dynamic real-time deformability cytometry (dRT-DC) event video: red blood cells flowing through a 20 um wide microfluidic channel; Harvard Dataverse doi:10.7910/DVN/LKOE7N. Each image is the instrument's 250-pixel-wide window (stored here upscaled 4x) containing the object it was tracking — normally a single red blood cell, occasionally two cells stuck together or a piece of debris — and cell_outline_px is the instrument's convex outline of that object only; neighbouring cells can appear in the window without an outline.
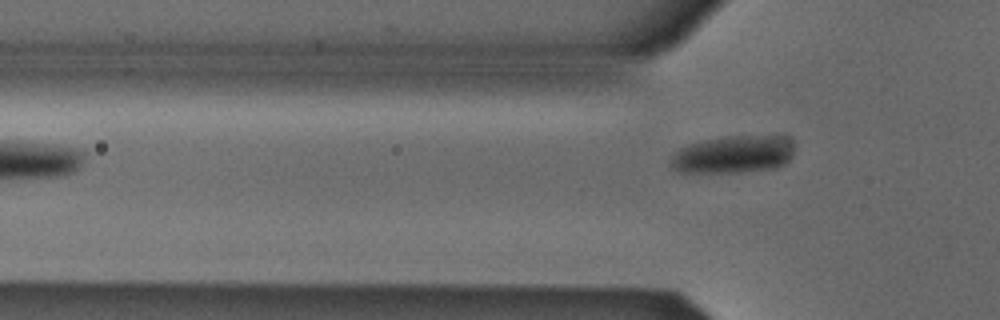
{"species": "Egyptian fruit bat (a non-hibernating species)", "species_latin": "Rousettus aegyptiacus", "temperature_condition": "cold", "stored_images_in_passage": 5, "camera_frame_rate_fps": 3000, "um_per_image_px": 0.085, "animal": {"sex": "male"}, "frame": {"image": 1, "passage_image": 5, "time_ms": 1.333, "image_size_px": [1000, 320], "cell_outline_px": [[792, 152], [788, 160], [776, 168], [740, 172], [680, 172], [672, 168], [668, 164], [672, 156], [680, 148], [688, 144], [708, 140], [732, 136], [784, 136], [792, 144]], "centroid_in_image_um": [62.28, 13.14], "position_along_channel_um": 63.5, "area_um2": 26.65}}